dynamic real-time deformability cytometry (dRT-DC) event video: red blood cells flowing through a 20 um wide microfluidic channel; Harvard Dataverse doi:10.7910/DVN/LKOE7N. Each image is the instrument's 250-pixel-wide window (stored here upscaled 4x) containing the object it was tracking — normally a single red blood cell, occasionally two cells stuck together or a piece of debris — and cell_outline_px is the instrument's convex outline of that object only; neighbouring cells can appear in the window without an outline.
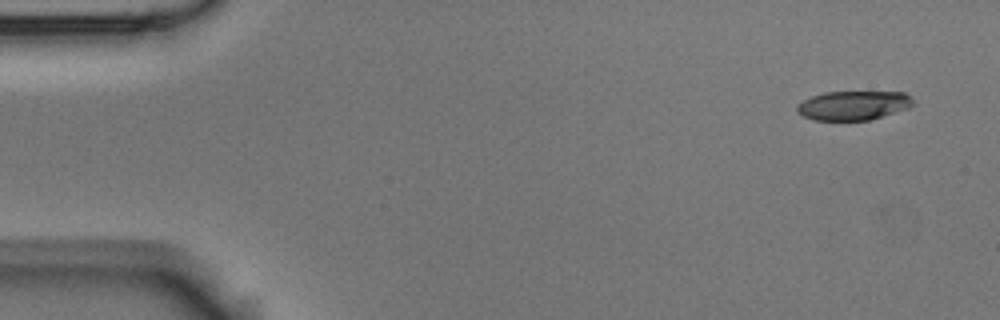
{"species": "Egyptian fruit bat (a non-hibernating species)", "species_latin": "Rousettus aegyptiacus", "temperature_condition": "room temperature", "stored_images_in_passage": 4, "camera_frame_rate_fps": 3000, "um_per_image_px": 0.085, "animal": {"sex": "male"}, "frame": {"image": 1, "passage_image": 1, "time_ms": 0.0, "image_size_px": [1000, 320], "cell_outline_px": [[916, 104], [908, 108], [868, 120], [812, 120], [796, 112], [796, 104], [812, 96], [824, 92], [904, 92]], "centroid_in_image_um": [72.5, 8.96], "position_along_channel_um": 12.5, "area_um2": 19.65}}
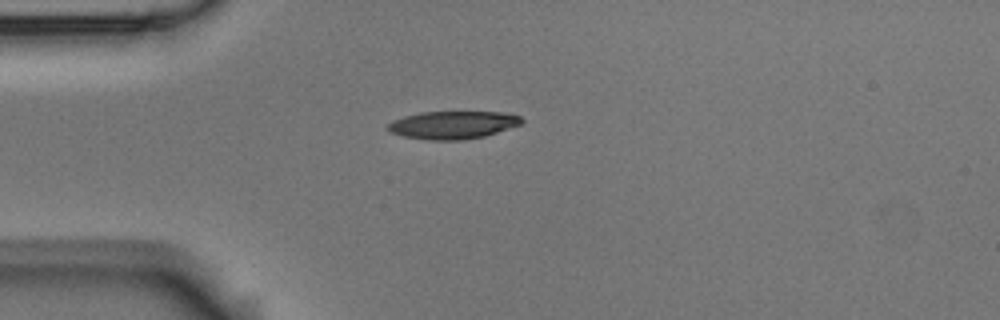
{"frame": {"image": 2, "passage_image": 4, "time_ms": 1.0, "image_size_px": [1000, 320], "cell_outline_px": [[524, 120], [520, 124], [484, 136], [464, 140], [428, 140], [404, 136], [392, 132], [384, 128], [392, 120], [404, 116], [420, 112], [504, 112], [520, 116]], "centroid_in_image_um": [38.46, 10.61], "position_along_channel_um": 46.5, "area_um2": 21.62}}